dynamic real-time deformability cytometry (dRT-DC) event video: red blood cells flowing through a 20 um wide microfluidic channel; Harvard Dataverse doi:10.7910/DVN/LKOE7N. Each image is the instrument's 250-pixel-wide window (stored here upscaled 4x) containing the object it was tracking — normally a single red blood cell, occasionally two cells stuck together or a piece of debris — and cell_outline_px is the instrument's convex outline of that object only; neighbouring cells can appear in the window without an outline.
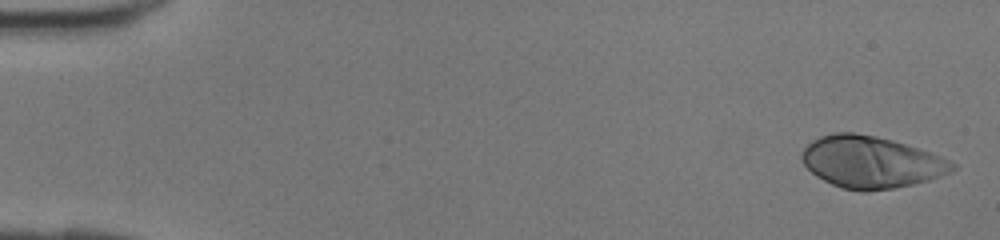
{"species": "human", "species_latin": "Homo sapiens", "temperature_condition": "room temperature", "stored_images_in_passage": 41, "camera_frame_rate_fps": 3000, "um_per_image_px": 0.085, "donor": {"sex": "female"}, "frame": {"image": 1, "passage_image": 1, "time_ms": 0.0, "image_size_px": [1000, 240], "cell_outline_px": [[956, 168], [952, 172], [928, 180], [912, 184], [892, 188], [868, 192], [860, 192], [844, 188], [832, 184], [816, 176], [804, 164], [800, 156], [800, 152], [812, 140], [820, 136], [832, 132], [852, 132], [876, 136], [892, 140], [928, 152], [948, 160], [956, 164]], "centroid_in_image_um": [74.0, 13.78], "position_along_channel_um": 11.0, "area_um2": 45.26}}
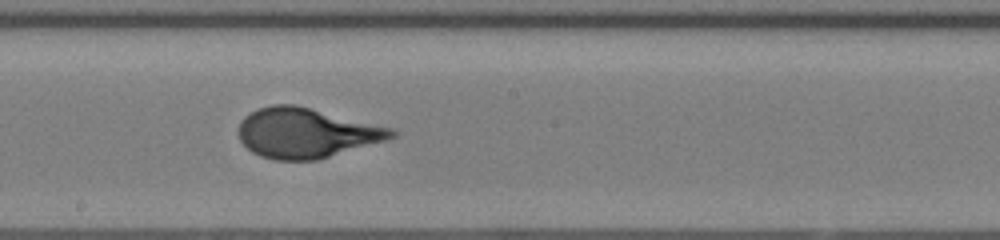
{"frame": {"image": 2, "passage_image": 23, "time_ms": 7.333, "image_size_px": [1000, 240], "cell_outline_px": [[396, 136], [388, 140], [316, 160], [276, 160], [260, 156], [252, 152], [240, 140], [236, 132], [240, 120], [244, 116], [256, 108], [272, 104], [296, 104], [396, 128]], "centroid_in_image_um": [26.03, 11.28], "position_along_channel_um": 222.2, "area_um2": 45.14}}
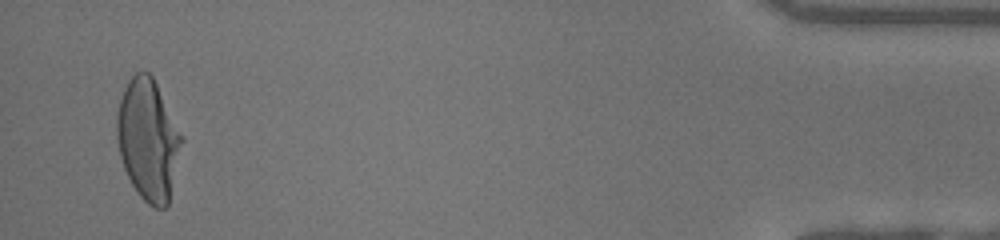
{"frame": {"image": 3, "passage_image": 40, "time_ms": 13.0, "image_size_px": [1000, 240], "cell_outline_px": [[184, 140], [168, 204], [164, 208], [156, 208], [148, 204], [140, 196], [132, 184], [124, 168], [120, 156], [116, 136], [116, 116], [120, 100], [124, 88], [128, 80], [136, 72], [148, 72], [152, 76], [184, 136]], "centroid_in_image_um": [12.6, 11.87], "position_along_channel_um": 422.6, "area_um2": 45.84}}